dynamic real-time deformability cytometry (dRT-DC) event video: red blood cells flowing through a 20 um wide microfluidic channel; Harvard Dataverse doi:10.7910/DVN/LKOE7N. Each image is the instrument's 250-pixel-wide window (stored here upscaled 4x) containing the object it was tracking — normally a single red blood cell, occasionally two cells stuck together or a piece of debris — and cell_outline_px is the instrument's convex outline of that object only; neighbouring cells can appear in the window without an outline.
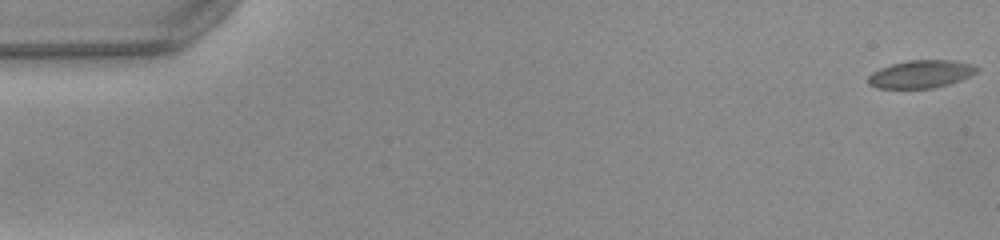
{"species": "common noctule bat (a hibernating species)", "species_latin": "Nyctalus noctula", "temperature_condition": "warm", "stored_images_in_passage": 52, "camera_frame_rate_fps": 3000, "um_per_image_px": 0.085, "animal": {"sex": "female", "body_mass_g": 22.0, "forearm_length_mm": 56.7}, "frame": {"image": 1, "passage_image": 1, "time_ms": 0.0, "image_size_px": [1000, 240], "cell_outline_px": [[980, 68], [972, 76], [948, 84], [932, 88], [876, 88], [868, 84], [868, 76], [872, 72], [880, 68], [892, 64], [908, 60], [952, 60], [972, 64]], "centroid_in_image_um": [78.28, 6.29], "position_along_channel_um": 6.7, "area_um2": 17.63}}
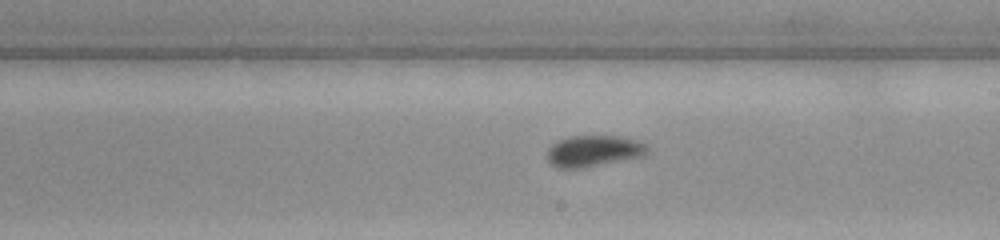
{"frame": {"image": 2, "passage_image": 30, "time_ms": 9.667, "image_size_px": [1000, 240], "cell_outline_px": [[648, 152], [644, 156], [584, 168], [560, 168], [552, 164], [548, 160], [548, 148], [552, 144], [568, 136], [620, 136], [636, 140], [644, 144], [648, 148]], "centroid_in_image_um": [50.47, 12.83], "position_along_channel_um": 238.5, "area_um2": 18.21}}
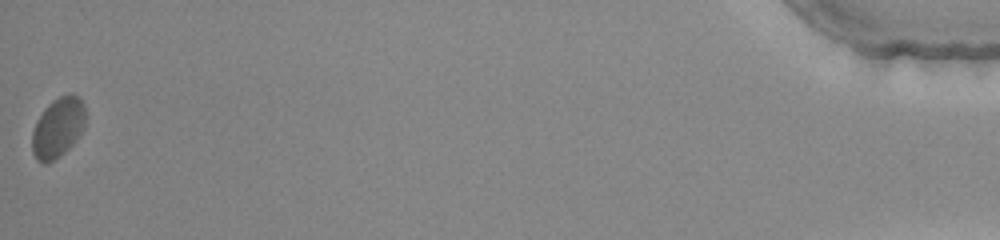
{"frame": {"image": 3, "passage_image": 52, "time_ms": 17.0, "image_size_px": [1000, 240], "cell_outline_px": [[84, 128], [76, 140], [60, 156], [44, 164], [36, 160], [32, 152], [32, 132], [36, 120], [44, 108], [52, 100], [60, 96], [72, 92], [84, 104]], "centroid_in_image_um": [4.9, 10.84], "position_along_channel_um": 430.3, "area_um2": 18.67}, "authors_computed_cell_mechanics": {"area_um2": 17.629, "velocity_mm_per_s": 3.9588, "shape_relaxation_time_tau1_ms": 3.6034, "shape_relaxation_time_tau2_ms": null, "deformation_change_tau1": 0.0923, "deformation_change_tau2": null}}